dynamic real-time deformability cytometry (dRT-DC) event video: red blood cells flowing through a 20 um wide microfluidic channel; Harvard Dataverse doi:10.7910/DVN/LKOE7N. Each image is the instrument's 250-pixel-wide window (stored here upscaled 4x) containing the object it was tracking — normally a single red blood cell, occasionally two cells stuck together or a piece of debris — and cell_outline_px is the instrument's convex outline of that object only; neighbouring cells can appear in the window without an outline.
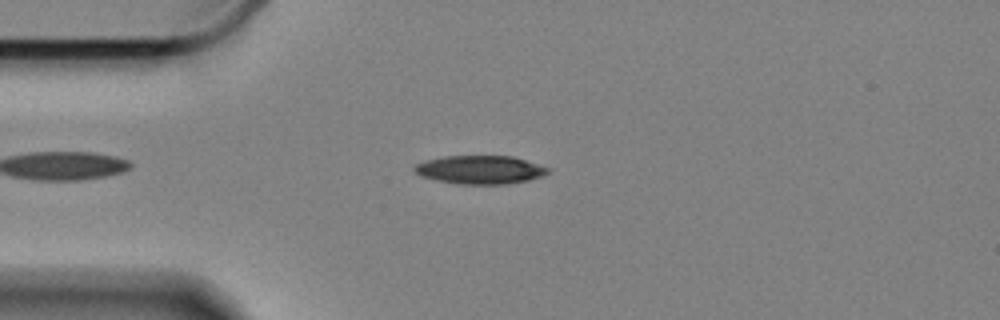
{"species": "Egyptian fruit bat (a non-hibernating species)", "species_latin": "Rousettus aegyptiacus", "temperature_condition": "cold", "stored_images_in_passage": 50, "camera_frame_rate_fps": 3000, "um_per_image_px": 0.085, "animal": {"sex": "female"}, "frame": {"image": 1, "passage_image": 9, "time_ms": 2.667, "image_size_px": [1000, 320], "cell_outline_px": [[552, 168], [544, 176], [528, 180], [504, 184], [456, 184], [436, 180], [420, 176], [412, 168], [416, 164], [428, 160], [444, 156], [512, 156]], "centroid_in_image_um": [40.83, 14.43], "position_along_channel_um": 44.2, "area_um2": 22.14}}
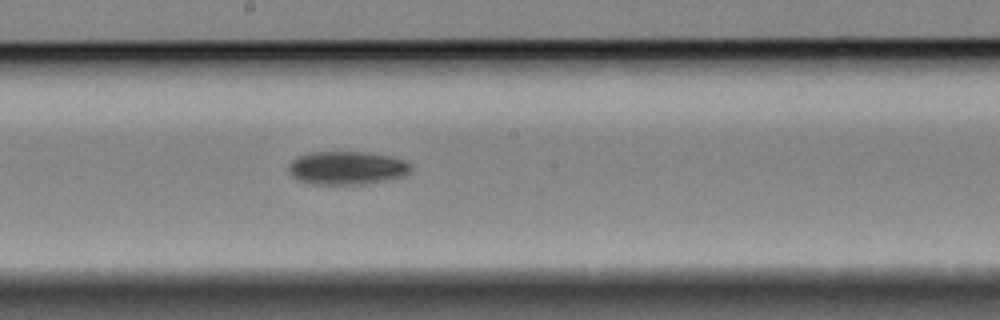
{"frame": {"image": 2, "passage_image": 26, "time_ms": 8.333, "image_size_px": [1000, 320], "cell_outline_px": [[412, 168], [404, 176], [364, 184], [312, 184], [300, 180], [292, 176], [288, 168], [288, 164], [296, 156], [308, 152], [360, 152], [392, 156], [404, 160], [412, 164]], "centroid_in_image_um": [29.47, 14.26], "position_along_channel_um": 218.7, "area_um2": 23.76}}
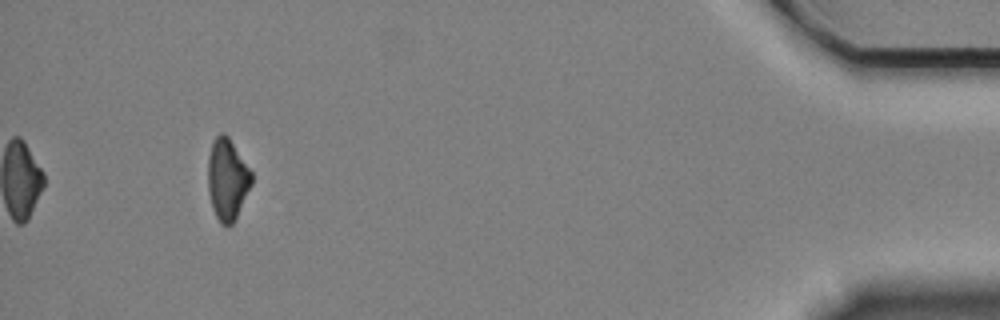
{"frame": {"image": 3, "passage_image": 50, "time_ms": 16.333, "image_size_px": [1000, 320], "cell_outline_px": [[252, 184], [232, 224], [228, 228], [220, 224], [212, 208], [208, 192], [208, 156], [212, 140], [220, 132], [224, 132], [228, 136], [252, 172]], "centroid_in_image_um": [19.3, 15.24], "position_along_channel_um": 415.9, "area_um2": 20.81}, "authors_computed_cell_mechanics": {"area_um2": 22.3397, "velocity_mm_per_s": 3.3334, "shape_relaxation_time_tau1_ms": 5.6521, "shape_relaxation_time_tau2_ms": null, "deformation_change_tau1": 0.1443, "deformation_change_tau2": null}}